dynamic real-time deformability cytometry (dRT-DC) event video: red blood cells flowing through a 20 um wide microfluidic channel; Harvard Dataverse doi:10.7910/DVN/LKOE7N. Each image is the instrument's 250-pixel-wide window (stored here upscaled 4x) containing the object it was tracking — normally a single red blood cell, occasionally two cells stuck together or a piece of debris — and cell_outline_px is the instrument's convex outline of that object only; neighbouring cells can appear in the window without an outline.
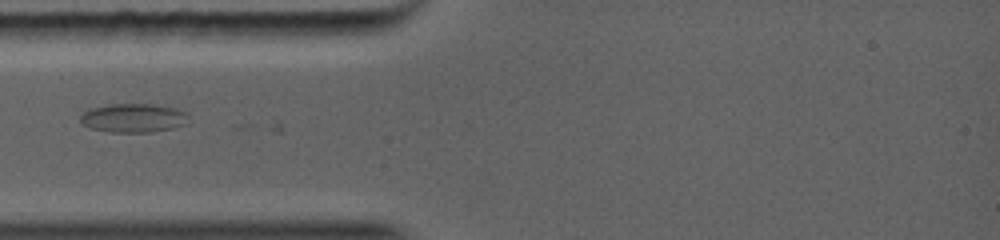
{"species": "common noctule bat (a hibernating species)", "species_latin": "Nyctalus noctula", "temperature_condition": "warm", "stored_images_in_passage": 5, "camera_frame_rate_fps": 5000, "um_per_image_px": 0.085, "animal": {"sex": "female", "body_mass_g": 19.0, "forearm_length_mm": 56.7}, "frame": {"image": 1, "passage_image": 1, "time_ms": 0.0, "image_size_px": [1000, 240], "cell_outline_px": [[180, 112], [164, 128], [140, 132], [128, 132], [96, 128], [84, 124], [80, 120], [84, 112], [88, 108], [108, 104], [156, 104], [176, 108]], "centroid_in_image_um": [11.0, 9.95], "position_along_channel_um": 74.0, "area_um2": 15.95}}
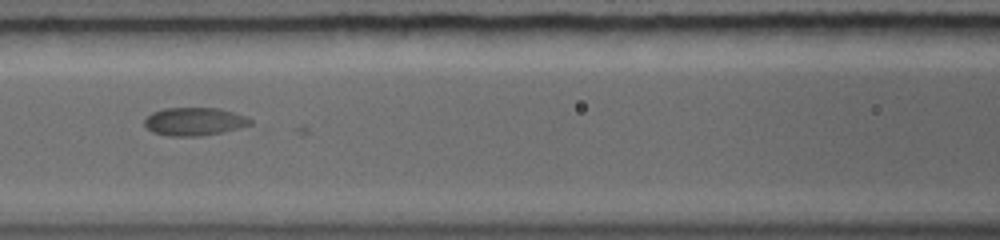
{"frame": {"image": 2, "passage_image": 3, "time_ms": 1.6, "image_size_px": [1000, 240], "cell_outline_px": [[248, 120], [240, 124], [212, 132], [160, 132], [152, 128], [148, 124], [148, 116], [152, 112], [164, 108], [216, 108], [232, 112]], "centroid_in_image_um": [16.4, 10.19], "position_along_channel_um": 150.2, "area_um2": 14.16}}
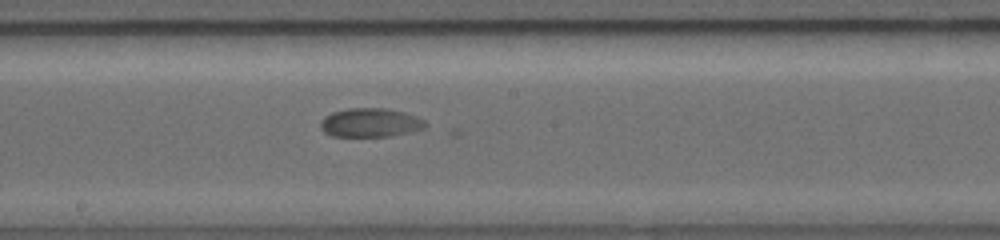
{"frame": {"image": 3, "passage_image": 5, "time_ms": 3.0, "image_size_px": [1000, 240], "cell_outline_px": [[400, 112], [388, 132], [376, 136], [336, 136], [328, 132], [324, 128], [324, 120], [332, 112], [348, 108], [384, 108]], "centroid_in_image_um": [30.63, 10.35], "position_along_channel_um": 217.6, "area_um2": 12.77}}